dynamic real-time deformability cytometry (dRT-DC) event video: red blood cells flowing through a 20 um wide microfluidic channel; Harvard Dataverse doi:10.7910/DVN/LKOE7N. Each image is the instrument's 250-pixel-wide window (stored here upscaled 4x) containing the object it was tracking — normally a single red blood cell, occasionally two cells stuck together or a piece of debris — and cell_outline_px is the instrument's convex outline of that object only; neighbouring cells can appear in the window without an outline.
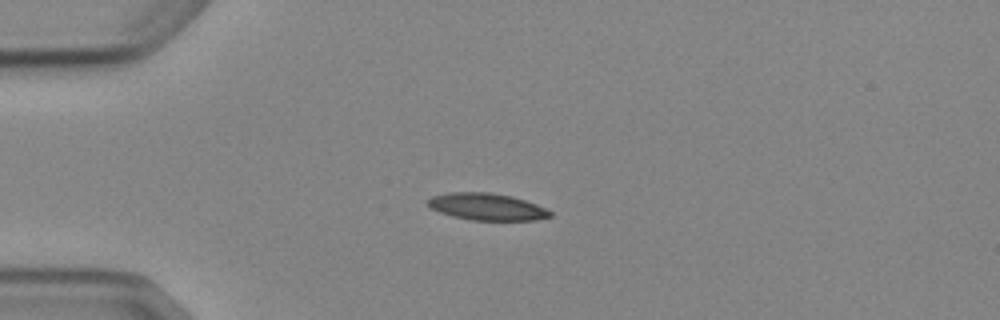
{"species": "Egyptian fruit bat (a non-hibernating species)", "species_latin": "Rousettus aegyptiacus", "temperature_condition": "cold", "stored_images_in_passage": 2, "camera_frame_rate_fps": 3000, "um_per_image_px": 0.085, "animal": {"sex": "female"}, "frame": {"image": 1, "passage_image": 1, "time_ms": 0.0, "image_size_px": [1000, 320], "cell_outline_px": [[552, 216], [536, 220], [468, 220], [452, 216], [440, 212], [432, 208], [428, 204], [428, 200], [432, 196], [448, 192], [488, 192], [512, 196], [536, 204], [552, 212]], "centroid_in_image_um": [41.38, 17.57], "position_along_channel_um": 43.6, "area_um2": 19.13}}